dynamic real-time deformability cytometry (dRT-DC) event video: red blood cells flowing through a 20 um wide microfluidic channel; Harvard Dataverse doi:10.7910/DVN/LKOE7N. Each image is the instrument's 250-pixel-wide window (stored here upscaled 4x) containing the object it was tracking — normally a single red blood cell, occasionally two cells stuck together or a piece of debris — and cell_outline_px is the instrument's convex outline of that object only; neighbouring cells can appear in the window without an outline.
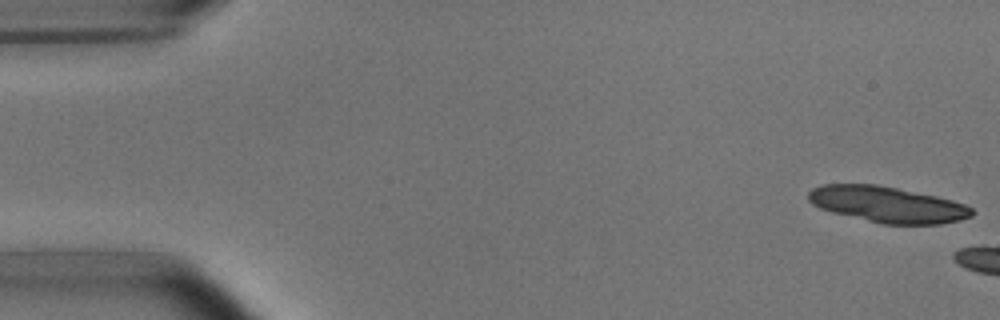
{"species": "common noctule bat (a hibernating species)", "species_latin": "Nyctalus noctula", "temperature_condition": "room temperature", "stored_images_in_passage": 3, "camera_frame_rate_fps": 3000, "um_per_image_px": 0.085, "animal": {"sex": "male", "body_mass_g": 15.6}, "frame": {"image": 1, "passage_image": 1, "time_ms": 0.0, "image_size_px": [1000, 320], "cell_outline_px": [[976, 212], [972, 216], [960, 220], [940, 224], [884, 224], [832, 212], [820, 208], [812, 204], [808, 200], [808, 192], [812, 188], [824, 184], [876, 184], [936, 196], [952, 200], [964, 204], [972, 208]], "centroid_in_image_um": [75.44, 17.38], "position_along_channel_um": 9.6, "area_um2": 34.16}}